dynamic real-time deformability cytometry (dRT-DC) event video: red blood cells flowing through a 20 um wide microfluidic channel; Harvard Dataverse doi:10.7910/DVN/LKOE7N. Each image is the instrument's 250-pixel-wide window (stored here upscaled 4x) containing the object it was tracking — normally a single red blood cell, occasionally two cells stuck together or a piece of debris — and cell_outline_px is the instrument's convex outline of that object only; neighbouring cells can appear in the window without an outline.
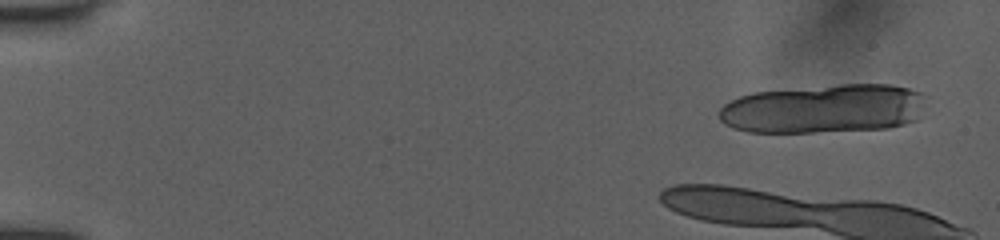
{"species": "human", "species_latin": "Homo sapiens", "temperature_condition": "room temperature", "stored_images_in_passage": 8, "camera_frame_rate_fps": 3000, "um_per_image_px": 0.085, "donor": {"sex": "female"}, "frame": {"image": 1, "passage_image": 2, "time_ms": 0.667, "image_size_px": [1000, 240], "cell_outline_px": [[928, 96], [920, 120], [888, 128], [812, 132], [748, 132], [732, 128], [724, 124], [720, 120], [720, 108], [724, 104], [740, 96], [752, 92], [840, 84], [888, 84], [908, 88], [920, 92]], "centroid_in_image_um": [70.09, 9.24], "position_along_channel_um": 14.9, "area_um2": 59.65}}